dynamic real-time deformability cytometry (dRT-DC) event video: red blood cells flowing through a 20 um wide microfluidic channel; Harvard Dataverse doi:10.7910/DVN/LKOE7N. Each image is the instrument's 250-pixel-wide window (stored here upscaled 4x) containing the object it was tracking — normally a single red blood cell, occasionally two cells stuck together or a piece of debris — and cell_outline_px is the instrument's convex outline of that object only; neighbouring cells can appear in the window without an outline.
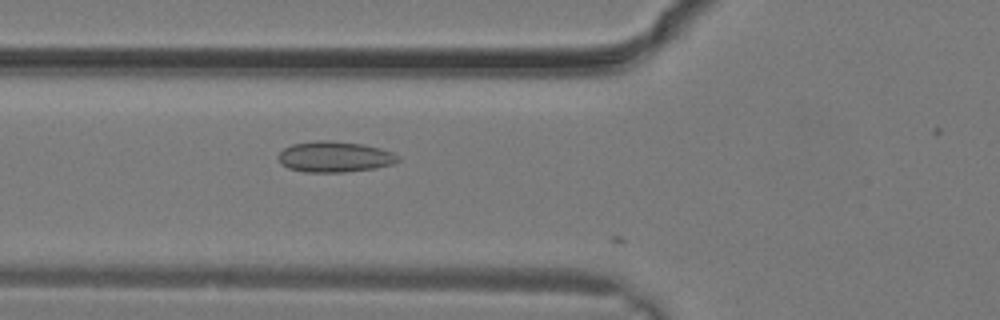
{"species": "common noctule bat (a hibernating species)", "species_latin": "Nyctalus noctula", "temperature_condition": "warm", "stored_images_in_passage": 7, "camera_frame_rate_fps": 3000, "um_per_image_px": 0.085, "animal": {"sex": "male", "body_mass_g": 19.2, "forearm_length_mm": 51.8}, "frame": {"image": 1, "passage_image": 6, "time_ms": 1.667, "image_size_px": [1000, 320], "cell_outline_px": [[400, 160], [392, 164], [376, 168], [344, 172], [304, 172], [288, 168], [280, 164], [276, 156], [284, 148], [292, 144], [316, 140], [332, 140], [364, 144], [380, 148], [392, 152], [400, 156]], "centroid_in_image_um": [28.43, 13.32], "position_along_channel_um": 97.4, "area_um2": 21.79}}